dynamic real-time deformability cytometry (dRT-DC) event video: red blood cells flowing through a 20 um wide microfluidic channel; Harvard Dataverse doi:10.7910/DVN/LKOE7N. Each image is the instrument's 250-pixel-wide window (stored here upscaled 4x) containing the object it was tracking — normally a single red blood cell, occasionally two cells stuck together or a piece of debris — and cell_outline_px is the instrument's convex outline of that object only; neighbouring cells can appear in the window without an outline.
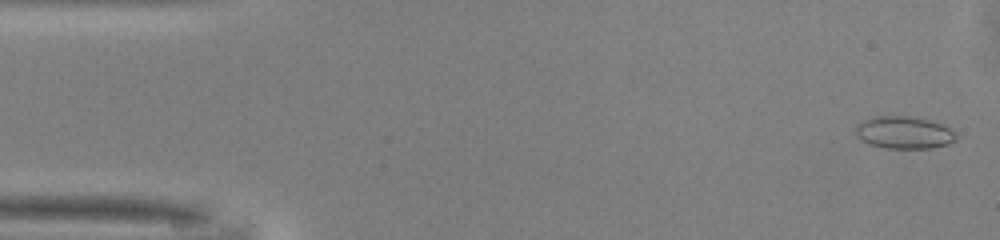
{"species": "common noctule bat (a hibernating species)", "species_latin": "Nyctalus noctula", "temperature_condition": "warm", "stored_images_in_passage": 49, "camera_frame_rate_fps": 3000, "um_per_image_px": 0.085, "animal": {"sex": "male", "body_mass_g": 13.0, "forearm_length_mm": 53.1}, "frame": {"image": 1, "passage_image": 2, "time_ms": 0.333, "image_size_px": [1000, 240], "cell_outline_px": [[956, 140], [948, 144], [932, 148], [884, 148], [872, 144], [856, 136], [856, 124], [864, 120], [876, 116], [916, 116], [940, 124], [956, 132]], "centroid_in_image_um": [76.86, 11.26], "position_along_channel_um": 8.1, "area_um2": 18.84}}
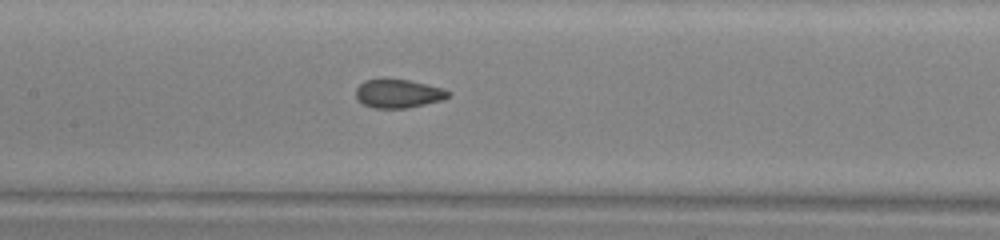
{"frame": {"image": 2, "passage_image": 23, "time_ms": 7.333, "image_size_px": [1000, 240], "cell_outline_px": [[452, 92], [444, 100], [408, 108], [372, 108], [356, 100], [356, 88], [364, 80], [408, 80], [444, 88]], "centroid_in_image_um": [33.87, 7.97], "position_along_channel_um": 173.5, "area_um2": 15.37}}
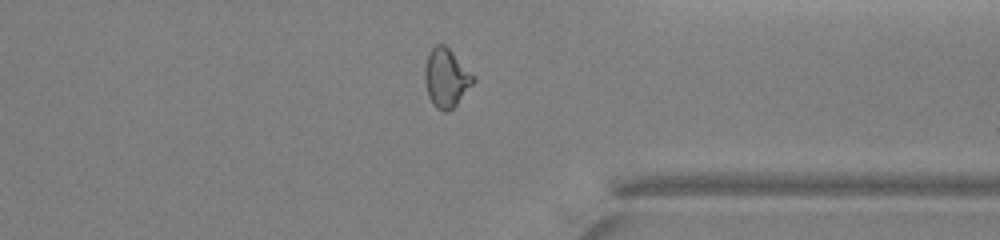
{"frame": {"image": 3, "passage_image": 38, "time_ms": 12.333, "image_size_px": [1000, 240], "cell_outline_px": [[476, 80], [456, 104], [448, 112], [444, 112], [436, 108], [432, 104], [428, 96], [424, 80], [424, 68], [428, 52], [436, 44], [444, 44], [476, 76]], "centroid_in_image_um": [37.91, 6.62], "position_along_channel_um": 373.5, "area_um2": 16.7}, "authors_computed_cell_mechanics": {"area_um2": 16.7042, "velocity_mm_per_s": 4.1373, "shape_relaxation_time_tau1_ms": null, "shape_relaxation_time_tau2_ms": 0.7587, "deformation_change_tau1": null, "deformation_change_tau2": 0.0481}}